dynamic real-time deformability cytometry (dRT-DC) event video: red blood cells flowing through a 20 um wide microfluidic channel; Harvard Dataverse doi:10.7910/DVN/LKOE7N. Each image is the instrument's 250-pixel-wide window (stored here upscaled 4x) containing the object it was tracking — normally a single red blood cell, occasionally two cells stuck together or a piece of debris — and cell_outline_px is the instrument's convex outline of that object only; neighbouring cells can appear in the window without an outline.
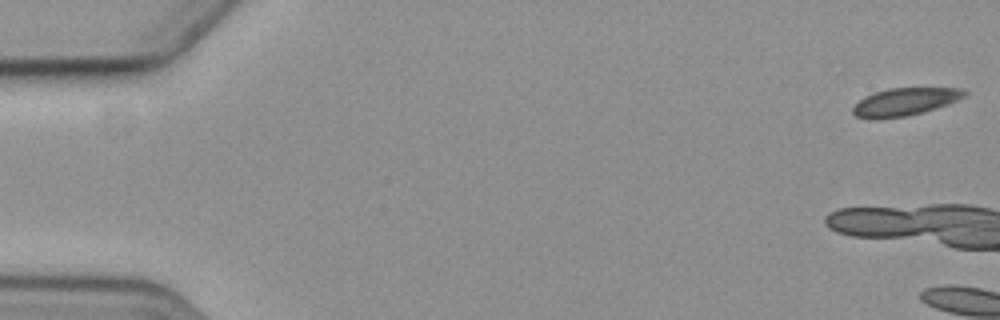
{"species": "common noctule bat (a hibernating species)", "species_latin": "Nyctalus noctula", "temperature_condition": "cold", "stored_images_in_passage": 3, "camera_frame_rate_fps": 3000, "um_per_image_px": 0.085, "animal": {"sex": "female", "body_mass_g": 19.3, "forearm_length_mm": 54.1}, "frame": {"image": 1, "passage_image": 1, "time_ms": 0.0, "image_size_px": [1000, 320], "cell_outline_px": [[968, 96], [960, 100], [948, 104], [908, 116], [856, 116], [852, 112], [852, 108], [864, 96], [888, 88], [964, 88], [968, 92]], "centroid_in_image_um": [77.05, 8.6], "position_along_channel_um": 8.0, "area_um2": 17.46}}